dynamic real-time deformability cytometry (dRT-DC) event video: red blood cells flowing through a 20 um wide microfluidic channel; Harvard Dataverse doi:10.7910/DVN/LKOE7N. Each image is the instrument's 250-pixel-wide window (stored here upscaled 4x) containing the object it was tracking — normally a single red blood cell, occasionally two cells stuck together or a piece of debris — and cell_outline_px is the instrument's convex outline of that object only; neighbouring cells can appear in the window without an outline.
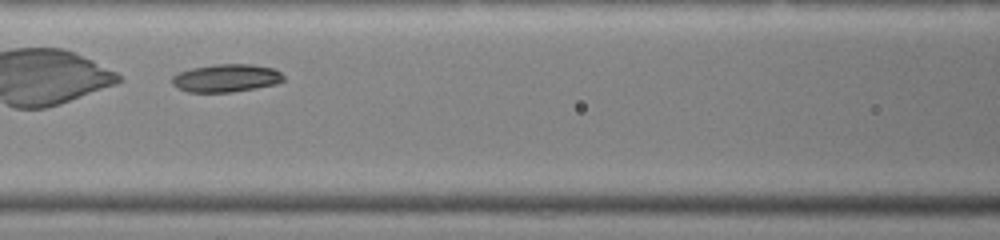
{"species": "common noctule bat (a hibernating species)", "species_latin": "Nyctalus noctula", "temperature_condition": "warm", "stored_images_in_passage": 17, "camera_frame_rate_fps": 3000, "um_per_image_px": 0.085, "animal": {"sex": "female", "body_mass_g": 19.0, "forearm_length_mm": 51.5}, "frame": {"image": 1, "passage_image": 6, "time_ms": 1.667, "image_size_px": [1000, 240], "cell_outline_px": [[284, 80], [276, 84], [256, 88], [232, 92], [188, 92], [176, 88], [172, 84], [172, 76], [176, 72], [192, 68], [216, 64], [252, 64], [272, 68], [280, 72], [284, 76]], "centroid_in_image_um": [19.19, 6.64], "position_along_channel_um": 147.4, "area_um2": 18.26}}
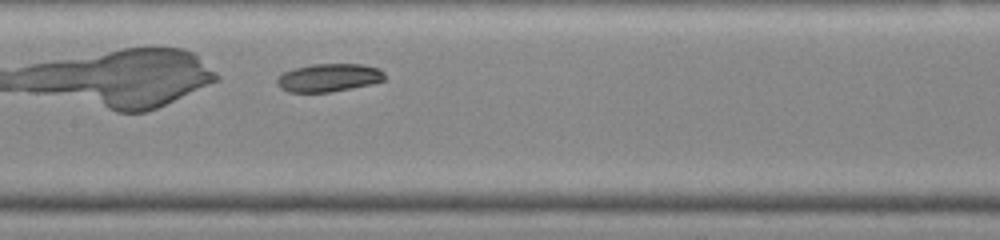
{"frame": {"image": 2, "passage_image": 8, "time_ms": 2.333, "image_size_px": [1000, 240], "cell_outline_px": [[384, 80], [372, 84], [332, 92], [288, 92], [280, 88], [276, 84], [276, 80], [284, 72], [292, 68], [312, 64], [364, 64], [380, 68], [384, 72]], "centroid_in_image_um": [27.95, 6.6], "position_along_channel_um": 179.5, "area_um2": 17.8}}